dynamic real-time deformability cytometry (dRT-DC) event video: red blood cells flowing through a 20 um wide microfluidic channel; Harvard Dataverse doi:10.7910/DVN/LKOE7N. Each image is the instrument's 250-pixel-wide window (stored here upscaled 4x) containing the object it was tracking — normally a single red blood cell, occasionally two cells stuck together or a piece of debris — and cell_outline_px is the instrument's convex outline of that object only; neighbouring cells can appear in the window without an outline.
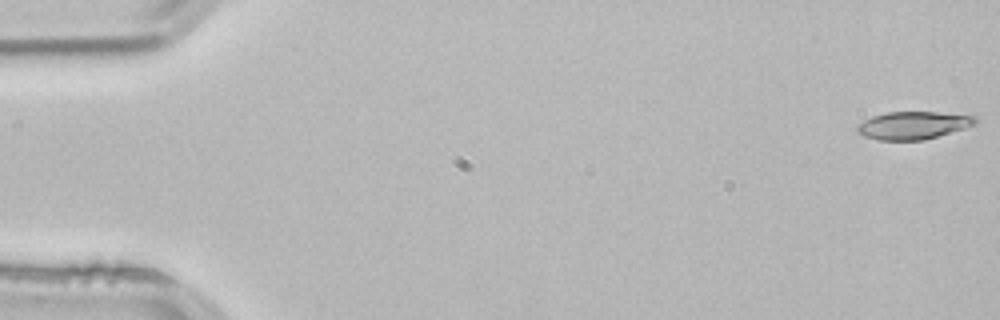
{"species": "common noctule bat (a hibernating species)", "species_latin": "Nyctalus noctula", "temperature_condition": "room temperature", "stored_images_in_passage": 53, "camera_frame_rate_fps": 3000, "um_per_image_px": 0.085, "animal": {"sex": "male", "body_mass_g": 21.5, "forearm_length_mm": 52.0}, "frame": {"image": 1, "passage_image": 1, "time_ms": 0.0, "image_size_px": [1000, 320], "cell_outline_px": [[980, 120], [976, 124], [964, 128], [924, 140], [876, 140], [864, 136], [856, 132], [856, 124], [872, 116], [888, 112], [936, 112], [976, 116]], "centroid_in_image_um": [77.6, 10.65], "position_along_channel_um": 7.4, "area_um2": 19.19}}
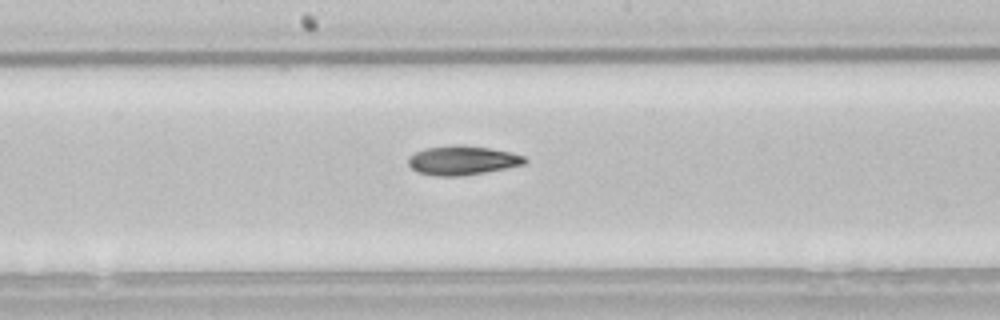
{"frame": {"image": 2, "passage_image": 28, "time_ms": 9.0, "image_size_px": [1000, 320], "cell_outline_px": [[528, 160], [524, 164], [484, 172], [460, 176], [436, 176], [416, 172], [408, 164], [408, 156], [424, 148], [452, 144], [460, 144], [488, 148], [508, 152], [524, 156]], "centroid_in_image_um": [39.24, 13.62], "position_along_channel_um": 209.0, "area_um2": 19.77}}
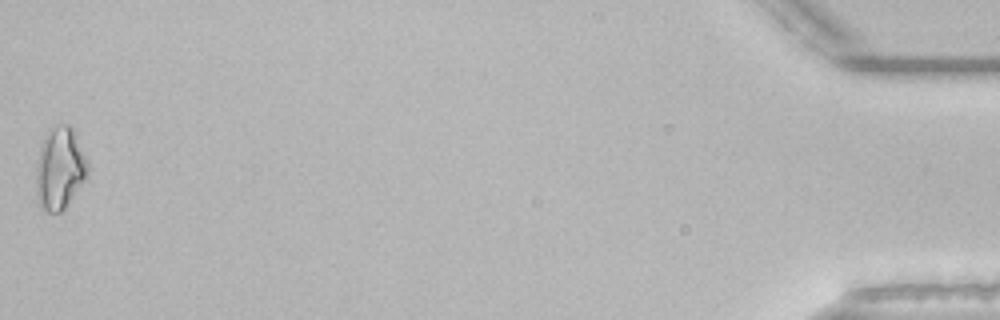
{"frame": {"image": 3, "passage_image": 53, "time_ms": 17.333, "image_size_px": [1000, 320], "cell_outline_px": [[88, 172], [84, 180], [64, 208], [60, 212], [44, 212], [36, 200], [36, 160], [40, 144], [48, 128], [64, 124], [68, 124], [72, 128], [88, 160]], "centroid_in_image_um": [5.04, 14.3], "position_along_channel_um": 430.2, "area_um2": 24.91}, "authors_computed_cell_mechanics": {"area_um2": 19.5942, "velocity_mm_per_s": 3.8501, "shape_relaxation_time_tau1_ms": 8.4776, "shape_relaxation_time_tau2_ms": 6.9768, "deformation_change_tau1": 0.1931, "deformation_change_tau2": 0.171}}